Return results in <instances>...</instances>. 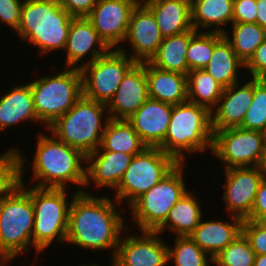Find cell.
I'll list each match as a JSON object with an SVG mask.
<instances>
[{
    "label": "cell",
    "mask_w": 266,
    "mask_h": 266,
    "mask_svg": "<svg viewBox=\"0 0 266 266\" xmlns=\"http://www.w3.org/2000/svg\"><path fill=\"white\" fill-rule=\"evenodd\" d=\"M256 23L266 29V0H256Z\"/></svg>",
    "instance_id": "44"
},
{
    "label": "cell",
    "mask_w": 266,
    "mask_h": 266,
    "mask_svg": "<svg viewBox=\"0 0 266 266\" xmlns=\"http://www.w3.org/2000/svg\"><path fill=\"white\" fill-rule=\"evenodd\" d=\"M177 164L178 162L162 149L146 147L141 153L132 157L129 167L114 190L115 197L113 198L120 206L129 204V207L138 197L156 185Z\"/></svg>",
    "instance_id": "10"
},
{
    "label": "cell",
    "mask_w": 266,
    "mask_h": 266,
    "mask_svg": "<svg viewBox=\"0 0 266 266\" xmlns=\"http://www.w3.org/2000/svg\"><path fill=\"white\" fill-rule=\"evenodd\" d=\"M134 0H97L87 16L100 38L110 49H119L127 36Z\"/></svg>",
    "instance_id": "15"
},
{
    "label": "cell",
    "mask_w": 266,
    "mask_h": 266,
    "mask_svg": "<svg viewBox=\"0 0 266 266\" xmlns=\"http://www.w3.org/2000/svg\"><path fill=\"white\" fill-rule=\"evenodd\" d=\"M188 101L206 107L210 112L217 106L223 87L204 69H194L187 74Z\"/></svg>",
    "instance_id": "32"
},
{
    "label": "cell",
    "mask_w": 266,
    "mask_h": 266,
    "mask_svg": "<svg viewBox=\"0 0 266 266\" xmlns=\"http://www.w3.org/2000/svg\"><path fill=\"white\" fill-rule=\"evenodd\" d=\"M48 135L45 132H39L38 137L36 135L37 145L30 170L33 177H28L31 178L28 182L32 181V186L40 188L68 189L73 184L77 186V193L83 192L86 156L52 133Z\"/></svg>",
    "instance_id": "2"
},
{
    "label": "cell",
    "mask_w": 266,
    "mask_h": 266,
    "mask_svg": "<svg viewBox=\"0 0 266 266\" xmlns=\"http://www.w3.org/2000/svg\"><path fill=\"white\" fill-rule=\"evenodd\" d=\"M58 72L39 75V78L29 82L34 109L45 130L82 96L80 69L64 67Z\"/></svg>",
    "instance_id": "8"
},
{
    "label": "cell",
    "mask_w": 266,
    "mask_h": 266,
    "mask_svg": "<svg viewBox=\"0 0 266 266\" xmlns=\"http://www.w3.org/2000/svg\"><path fill=\"white\" fill-rule=\"evenodd\" d=\"M114 198L77 193L70 204L65 244L92 252L109 250L114 258L128 224ZM127 229V230H126Z\"/></svg>",
    "instance_id": "1"
},
{
    "label": "cell",
    "mask_w": 266,
    "mask_h": 266,
    "mask_svg": "<svg viewBox=\"0 0 266 266\" xmlns=\"http://www.w3.org/2000/svg\"><path fill=\"white\" fill-rule=\"evenodd\" d=\"M132 155L96 149L86 155L85 184L83 193L91 194L87 188L94 187L115 190L130 165ZM87 189V190H86Z\"/></svg>",
    "instance_id": "18"
},
{
    "label": "cell",
    "mask_w": 266,
    "mask_h": 266,
    "mask_svg": "<svg viewBox=\"0 0 266 266\" xmlns=\"http://www.w3.org/2000/svg\"><path fill=\"white\" fill-rule=\"evenodd\" d=\"M241 233L248 240L255 255H266V229L257 221L243 220Z\"/></svg>",
    "instance_id": "38"
},
{
    "label": "cell",
    "mask_w": 266,
    "mask_h": 266,
    "mask_svg": "<svg viewBox=\"0 0 266 266\" xmlns=\"http://www.w3.org/2000/svg\"><path fill=\"white\" fill-rule=\"evenodd\" d=\"M61 7L72 17H87L97 0H57Z\"/></svg>",
    "instance_id": "42"
},
{
    "label": "cell",
    "mask_w": 266,
    "mask_h": 266,
    "mask_svg": "<svg viewBox=\"0 0 266 266\" xmlns=\"http://www.w3.org/2000/svg\"><path fill=\"white\" fill-rule=\"evenodd\" d=\"M139 232H123L126 236H121L113 259L120 266H167L169 244L163 236L156 231Z\"/></svg>",
    "instance_id": "13"
},
{
    "label": "cell",
    "mask_w": 266,
    "mask_h": 266,
    "mask_svg": "<svg viewBox=\"0 0 266 266\" xmlns=\"http://www.w3.org/2000/svg\"><path fill=\"white\" fill-rule=\"evenodd\" d=\"M260 168L263 171V174H266V140H265L264 155H263V159H262Z\"/></svg>",
    "instance_id": "46"
},
{
    "label": "cell",
    "mask_w": 266,
    "mask_h": 266,
    "mask_svg": "<svg viewBox=\"0 0 266 266\" xmlns=\"http://www.w3.org/2000/svg\"><path fill=\"white\" fill-rule=\"evenodd\" d=\"M18 150L21 156V185L0 200V258L13 261L32 247L34 227L31 186L26 187L27 182L23 178L28 172L25 166L29 159L23 157L20 148Z\"/></svg>",
    "instance_id": "4"
},
{
    "label": "cell",
    "mask_w": 266,
    "mask_h": 266,
    "mask_svg": "<svg viewBox=\"0 0 266 266\" xmlns=\"http://www.w3.org/2000/svg\"><path fill=\"white\" fill-rule=\"evenodd\" d=\"M13 260H10V259H3V258H0V266H7L8 264H11Z\"/></svg>",
    "instance_id": "48"
},
{
    "label": "cell",
    "mask_w": 266,
    "mask_h": 266,
    "mask_svg": "<svg viewBox=\"0 0 266 266\" xmlns=\"http://www.w3.org/2000/svg\"><path fill=\"white\" fill-rule=\"evenodd\" d=\"M229 27L231 30L229 28L225 30L223 36L231 44L237 57L245 64L265 40L266 29L257 23H232Z\"/></svg>",
    "instance_id": "31"
},
{
    "label": "cell",
    "mask_w": 266,
    "mask_h": 266,
    "mask_svg": "<svg viewBox=\"0 0 266 266\" xmlns=\"http://www.w3.org/2000/svg\"><path fill=\"white\" fill-rule=\"evenodd\" d=\"M265 148L263 132L233 127L217 130L211 154L223 162V169L260 166Z\"/></svg>",
    "instance_id": "12"
},
{
    "label": "cell",
    "mask_w": 266,
    "mask_h": 266,
    "mask_svg": "<svg viewBox=\"0 0 266 266\" xmlns=\"http://www.w3.org/2000/svg\"><path fill=\"white\" fill-rule=\"evenodd\" d=\"M108 120L106 104L82 95L63 116L47 127L46 132L86 156L100 146Z\"/></svg>",
    "instance_id": "6"
},
{
    "label": "cell",
    "mask_w": 266,
    "mask_h": 266,
    "mask_svg": "<svg viewBox=\"0 0 266 266\" xmlns=\"http://www.w3.org/2000/svg\"><path fill=\"white\" fill-rule=\"evenodd\" d=\"M224 88L217 106L211 111L213 133L233 127H240L253 100V78Z\"/></svg>",
    "instance_id": "20"
},
{
    "label": "cell",
    "mask_w": 266,
    "mask_h": 266,
    "mask_svg": "<svg viewBox=\"0 0 266 266\" xmlns=\"http://www.w3.org/2000/svg\"><path fill=\"white\" fill-rule=\"evenodd\" d=\"M146 147L127 119H109L104 128L101 144L97 149L123 152L134 156Z\"/></svg>",
    "instance_id": "30"
},
{
    "label": "cell",
    "mask_w": 266,
    "mask_h": 266,
    "mask_svg": "<svg viewBox=\"0 0 266 266\" xmlns=\"http://www.w3.org/2000/svg\"><path fill=\"white\" fill-rule=\"evenodd\" d=\"M143 4L152 12L164 38L193 29L191 0H149Z\"/></svg>",
    "instance_id": "25"
},
{
    "label": "cell",
    "mask_w": 266,
    "mask_h": 266,
    "mask_svg": "<svg viewBox=\"0 0 266 266\" xmlns=\"http://www.w3.org/2000/svg\"><path fill=\"white\" fill-rule=\"evenodd\" d=\"M254 259L255 252L245 236L240 233L213 259L212 266H253Z\"/></svg>",
    "instance_id": "37"
},
{
    "label": "cell",
    "mask_w": 266,
    "mask_h": 266,
    "mask_svg": "<svg viewBox=\"0 0 266 266\" xmlns=\"http://www.w3.org/2000/svg\"><path fill=\"white\" fill-rule=\"evenodd\" d=\"M163 39L152 12L144 4H137L131 14L127 36L122 44L126 46H121L119 50L136 63L148 62L156 54ZM127 48L132 49V54Z\"/></svg>",
    "instance_id": "16"
},
{
    "label": "cell",
    "mask_w": 266,
    "mask_h": 266,
    "mask_svg": "<svg viewBox=\"0 0 266 266\" xmlns=\"http://www.w3.org/2000/svg\"><path fill=\"white\" fill-rule=\"evenodd\" d=\"M21 185V156L18 147L0 153V200Z\"/></svg>",
    "instance_id": "36"
},
{
    "label": "cell",
    "mask_w": 266,
    "mask_h": 266,
    "mask_svg": "<svg viewBox=\"0 0 266 266\" xmlns=\"http://www.w3.org/2000/svg\"><path fill=\"white\" fill-rule=\"evenodd\" d=\"M244 70L249 73V78L266 79V38L245 63Z\"/></svg>",
    "instance_id": "40"
},
{
    "label": "cell",
    "mask_w": 266,
    "mask_h": 266,
    "mask_svg": "<svg viewBox=\"0 0 266 266\" xmlns=\"http://www.w3.org/2000/svg\"><path fill=\"white\" fill-rule=\"evenodd\" d=\"M253 266H266V255H255Z\"/></svg>",
    "instance_id": "45"
},
{
    "label": "cell",
    "mask_w": 266,
    "mask_h": 266,
    "mask_svg": "<svg viewBox=\"0 0 266 266\" xmlns=\"http://www.w3.org/2000/svg\"><path fill=\"white\" fill-rule=\"evenodd\" d=\"M223 37V34L217 32L198 31L190 39L186 52L188 72L194 69H203L210 61L214 46Z\"/></svg>",
    "instance_id": "34"
},
{
    "label": "cell",
    "mask_w": 266,
    "mask_h": 266,
    "mask_svg": "<svg viewBox=\"0 0 266 266\" xmlns=\"http://www.w3.org/2000/svg\"><path fill=\"white\" fill-rule=\"evenodd\" d=\"M146 77L150 99L172 105L188 101L187 75L157 68L148 61Z\"/></svg>",
    "instance_id": "24"
},
{
    "label": "cell",
    "mask_w": 266,
    "mask_h": 266,
    "mask_svg": "<svg viewBox=\"0 0 266 266\" xmlns=\"http://www.w3.org/2000/svg\"><path fill=\"white\" fill-rule=\"evenodd\" d=\"M172 108V104L148 98L127 120L147 147H158L164 151Z\"/></svg>",
    "instance_id": "21"
},
{
    "label": "cell",
    "mask_w": 266,
    "mask_h": 266,
    "mask_svg": "<svg viewBox=\"0 0 266 266\" xmlns=\"http://www.w3.org/2000/svg\"><path fill=\"white\" fill-rule=\"evenodd\" d=\"M72 192L70 193V190L65 188L31 186L34 209L32 248H35L37 255L47 250L55 241L59 244L65 243L69 207L73 197L77 194L76 191L72 190Z\"/></svg>",
    "instance_id": "7"
},
{
    "label": "cell",
    "mask_w": 266,
    "mask_h": 266,
    "mask_svg": "<svg viewBox=\"0 0 266 266\" xmlns=\"http://www.w3.org/2000/svg\"><path fill=\"white\" fill-rule=\"evenodd\" d=\"M229 216L231 222L223 219L220 221L218 218L207 221L203 216L199 225L188 235L212 259L241 233L243 220L233 215Z\"/></svg>",
    "instance_id": "22"
},
{
    "label": "cell",
    "mask_w": 266,
    "mask_h": 266,
    "mask_svg": "<svg viewBox=\"0 0 266 266\" xmlns=\"http://www.w3.org/2000/svg\"><path fill=\"white\" fill-rule=\"evenodd\" d=\"M109 50L110 48L100 38L87 17H74L72 19L64 49L66 52L64 67L81 69ZM86 56V62H82Z\"/></svg>",
    "instance_id": "17"
},
{
    "label": "cell",
    "mask_w": 266,
    "mask_h": 266,
    "mask_svg": "<svg viewBox=\"0 0 266 266\" xmlns=\"http://www.w3.org/2000/svg\"><path fill=\"white\" fill-rule=\"evenodd\" d=\"M256 0H234L232 23H256Z\"/></svg>",
    "instance_id": "41"
},
{
    "label": "cell",
    "mask_w": 266,
    "mask_h": 266,
    "mask_svg": "<svg viewBox=\"0 0 266 266\" xmlns=\"http://www.w3.org/2000/svg\"><path fill=\"white\" fill-rule=\"evenodd\" d=\"M234 0H191V23L196 31L223 34L232 24ZM224 25V28L222 27ZM201 28V29H200Z\"/></svg>",
    "instance_id": "26"
},
{
    "label": "cell",
    "mask_w": 266,
    "mask_h": 266,
    "mask_svg": "<svg viewBox=\"0 0 266 266\" xmlns=\"http://www.w3.org/2000/svg\"><path fill=\"white\" fill-rule=\"evenodd\" d=\"M242 129L265 132L266 130V79L253 78V100L248 108Z\"/></svg>",
    "instance_id": "35"
},
{
    "label": "cell",
    "mask_w": 266,
    "mask_h": 266,
    "mask_svg": "<svg viewBox=\"0 0 266 266\" xmlns=\"http://www.w3.org/2000/svg\"><path fill=\"white\" fill-rule=\"evenodd\" d=\"M23 2L24 0H0V24H6L15 33L18 31Z\"/></svg>",
    "instance_id": "39"
},
{
    "label": "cell",
    "mask_w": 266,
    "mask_h": 266,
    "mask_svg": "<svg viewBox=\"0 0 266 266\" xmlns=\"http://www.w3.org/2000/svg\"><path fill=\"white\" fill-rule=\"evenodd\" d=\"M135 64L136 62L126 53L117 48L110 49L80 69L82 95L107 105L125 74Z\"/></svg>",
    "instance_id": "11"
},
{
    "label": "cell",
    "mask_w": 266,
    "mask_h": 266,
    "mask_svg": "<svg viewBox=\"0 0 266 266\" xmlns=\"http://www.w3.org/2000/svg\"><path fill=\"white\" fill-rule=\"evenodd\" d=\"M213 135L211 112L206 107L189 101L173 105L164 152L178 163H185L187 153L212 151Z\"/></svg>",
    "instance_id": "5"
},
{
    "label": "cell",
    "mask_w": 266,
    "mask_h": 266,
    "mask_svg": "<svg viewBox=\"0 0 266 266\" xmlns=\"http://www.w3.org/2000/svg\"><path fill=\"white\" fill-rule=\"evenodd\" d=\"M257 222L266 229V215L262 216L257 220Z\"/></svg>",
    "instance_id": "47"
},
{
    "label": "cell",
    "mask_w": 266,
    "mask_h": 266,
    "mask_svg": "<svg viewBox=\"0 0 266 266\" xmlns=\"http://www.w3.org/2000/svg\"><path fill=\"white\" fill-rule=\"evenodd\" d=\"M148 98L146 62L136 63L125 74L114 96L106 105L109 119L130 118Z\"/></svg>",
    "instance_id": "19"
},
{
    "label": "cell",
    "mask_w": 266,
    "mask_h": 266,
    "mask_svg": "<svg viewBox=\"0 0 266 266\" xmlns=\"http://www.w3.org/2000/svg\"><path fill=\"white\" fill-rule=\"evenodd\" d=\"M72 17L57 0H24L18 37L38 48V56L64 51Z\"/></svg>",
    "instance_id": "3"
},
{
    "label": "cell",
    "mask_w": 266,
    "mask_h": 266,
    "mask_svg": "<svg viewBox=\"0 0 266 266\" xmlns=\"http://www.w3.org/2000/svg\"><path fill=\"white\" fill-rule=\"evenodd\" d=\"M79 266H100V265L97 263H90V264L85 263V264H81Z\"/></svg>",
    "instance_id": "49"
},
{
    "label": "cell",
    "mask_w": 266,
    "mask_h": 266,
    "mask_svg": "<svg viewBox=\"0 0 266 266\" xmlns=\"http://www.w3.org/2000/svg\"><path fill=\"white\" fill-rule=\"evenodd\" d=\"M170 246L168 245V263H173L174 266H210L213 264V259L189 236H176L174 244Z\"/></svg>",
    "instance_id": "33"
},
{
    "label": "cell",
    "mask_w": 266,
    "mask_h": 266,
    "mask_svg": "<svg viewBox=\"0 0 266 266\" xmlns=\"http://www.w3.org/2000/svg\"><path fill=\"white\" fill-rule=\"evenodd\" d=\"M197 32L193 28L190 31L164 38L156 54L149 62L157 68L187 75L186 52L190 39Z\"/></svg>",
    "instance_id": "28"
},
{
    "label": "cell",
    "mask_w": 266,
    "mask_h": 266,
    "mask_svg": "<svg viewBox=\"0 0 266 266\" xmlns=\"http://www.w3.org/2000/svg\"><path fill=\"white\" fill-rule=\"evenodd\" d=\"M134 1H136L138 4H143V3H145L146 1H149V0H134Z\"/></svg>",
    "instance_id": "51"
},
{
    "label": "cell",
    "mask_w": 266,
    "mask_h": 266,
    "mask_svg": "<svg viewBox=\"0 0 266 266\" xmlns=\"http://www.w3.org/2000/svg\"><path fill=\"white\" fill-rule=\"evenodd\" d=\"M186 163H178L128 207L138 231H156L165 222L171 208L190 190L184 180Z\"/></svg>",
    "instance_id": "9"
},
{
    "label": "cell",
    "mask_w": 266,
    "mask_h": 266,
    "mask_svg": "<svg viewBox=\"0 0 266 266\" xmlns=\"http://www.w3.org/2000/svg\"><path fill=\"white\" fill-rule=\"evenodd\" d=\"M266 215V174L260 182L251 213L247 220L257 221Z\"/></svg>",
    "instance_id": "43"
},
{
    "label": "cell",
    "mask_w": 266,
    "mask_h": 266,
    "mask_svg": "<svg viewBox=\"0 0 266 266\" xmlns=\"http://www.w3.org/2000/svg\"><path fill=\"white\" fill-rule=\"evenodd\" d=\"M196 192L188 191L168 212L165 222L156 230L161 235L171 231L175 236H188L200 223L204 212ZM199 200V201H198Z\"/></svg>",
    "instance_id": "27"
},
{
    "label": "cell",
    "mask_w": 266,
    "mask_h": 266,
    "mask_svg": "<svg viewBox=\"0 0 266 266\" xmlns=\"http://www.w3.org/2000/svg\"><path fill=\"white\" fill-rule=\"evenodd\" d=\"M224 174L221 200L225 202V213L245 220L251 213L263 171L260 166L231 167Z\"/></svg>",
    "instance_id": "14"
},
{
    "label": "cell",
    "mask_w": 266,
    "mask_h": 266,
    "mask_svg": "<svg viewBox=\"0 0 266 266\" xmlns=\"http://www.w3.org/2000/svg\"><path fill=\"white\" fill-rule=\"evenodd\" d=\"M10 89L0 96V131L28 121L43 125L34 109L30 83H19Z\"/></svg>",
    "instance_id": "23"
},
{
    "label": "cell",
    "mask_w": 266,
    "mask_h": 266,
    "mask_svg": "<svg viewBox=\"0 0 266 266\" xmlns=\"http://www.w3.org/2000/svg\"><path fill=\"white\" fill-rule=\"evenodd\" d=\"M110 259H112L110 263V265L112 264L111 266H120L113 258Z\"/></svg>",
    "instance_id": "50"
},
{
    "label": "cell",
    "mask_w": 266,
    "mask_h": 266,
    "mask_svg": "<svg viewBox=\"0 0 266 266\" xmlns=\"http://www.w3.org/2000/svg\"><path fill=\"white\" fill-rule=\"evenodd\" d=\"M203 69L223 88H227L241 80L238 75L242 69H245V64L237 57L231 44L223 37L214 46L210 61Z\"/></svg>",
    "instance_id": "29"
}]
</instances>
